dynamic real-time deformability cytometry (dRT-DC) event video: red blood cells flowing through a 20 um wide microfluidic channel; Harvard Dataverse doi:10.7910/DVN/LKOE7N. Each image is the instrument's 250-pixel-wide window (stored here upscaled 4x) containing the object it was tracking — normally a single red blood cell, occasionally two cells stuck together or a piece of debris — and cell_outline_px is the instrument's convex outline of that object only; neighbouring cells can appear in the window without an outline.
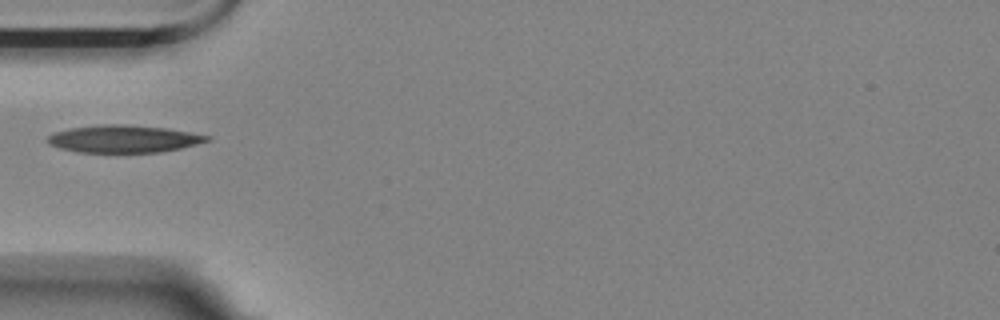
{"species": "Egyptian fruit bat (a non-hibernating species)", "species_latin": "Rousettus aegyptiacus", "temperature_condition": "room temperature", "stored_images_in_passage": 7, "camera_frame_rate_fps": 3000, "um_per_image_px": 0.085, "animal": {"sex": "female"}, "frame": {"image": 1, "passage_image": 1, "time_ms": 0.0, "image_size_px": [1000, 320], "cell_outline_px": [[212, 140], [180, 148], [160, 152], [76, 152], [60, 148], [48, 144], [44, 140], [48, 136], [56, 132], [68, 128], [100, 124], [124, 124], [168, 128], [212, 136]], "centroid_in_image_um": [10.5, 11.79], "position_along_channel_um": 74.5, "area_um2": 25.66}}
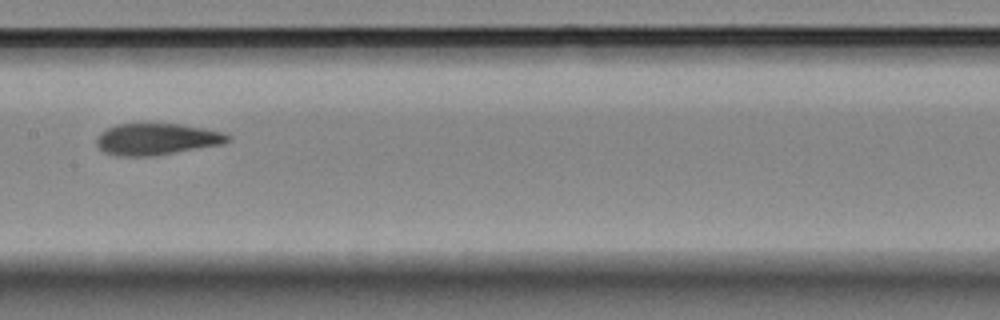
{"frame": {"image": 2, "passage_image": 4, "time_ms": 1.0, "image_size_px": [1000, 320], "cell_outline_px": [[232, 140], [224, 144], [156, 156], [116, 156], [104, 152], [96, 144], [96, 140], [100, 132], [116, 124], [180, 124], [204, 128], [224, 132], [232, 136]], "centroid_in_image_um": [13.37, 11.84], "position_along_channel_um": 194.0, "area_um2": 24.45}}
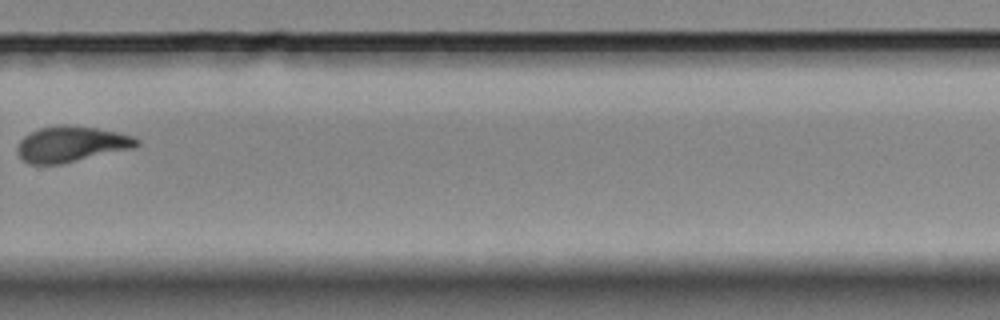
{"frame": {"image": 3, "passage_image": 7, "time_ms": 2.0, "image_size_px": [1000, 320], "cell_outline_px": [[140, 144], [136, 148], [64, 164], [28, 164], [16, 152], [16, 148], [20, 140], [24, 136], [40, 128], [64, 124], [96, 128], [116, 132], [132, 136], [140, 140]], "centroid_in_image_um": [6.09, 12.27], "position_along_channel_um": 323.7, "area_um2": 25.09}}